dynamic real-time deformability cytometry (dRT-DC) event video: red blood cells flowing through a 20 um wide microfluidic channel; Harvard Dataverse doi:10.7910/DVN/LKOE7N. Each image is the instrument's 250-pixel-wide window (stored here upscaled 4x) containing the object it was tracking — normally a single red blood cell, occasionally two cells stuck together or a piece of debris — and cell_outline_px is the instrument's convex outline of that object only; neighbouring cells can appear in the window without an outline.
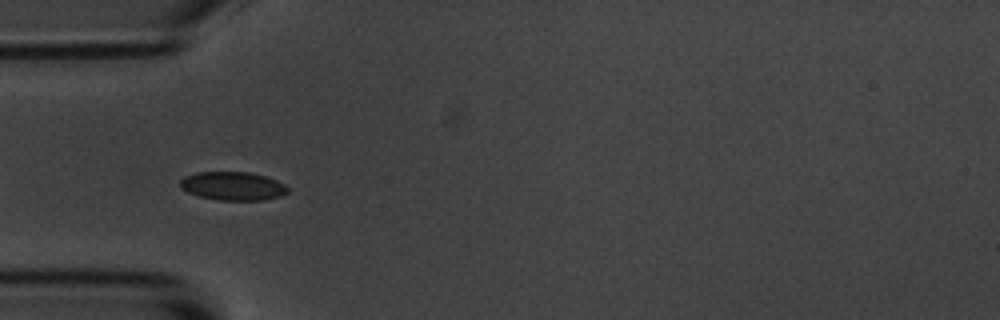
{"species": "common noctule bat (a hibernating species)", "species_latin": "Nyctalus noctula", "temperature_condition": "room temperature", "stored_images_in_passage": 25, "camera_frame_rate_fps": 3000, "um_per_image_px": 0.085, "animal": {"sex": "male", "body_mass_g": 20.1, "forearm_length_mm": 53.5}, "frame": {"image": 1, "passage_image": 4, "time_ms": 1.0, "image_size_px": [1000, 320], "cell_outline_px": [[288, 192], [280, 196], [264, 200], [216, 200], [200, 196], [188, 192], [180, 188], [180, 180], [184, 176], [196, 172], [248, 172], [264, 176], [276, 180], [284, 184], [288, 188]], "centroid_in_image_um": [19.77, 15.81], "position_along_channel_um": 65.2, "area_um2": 17.86}}
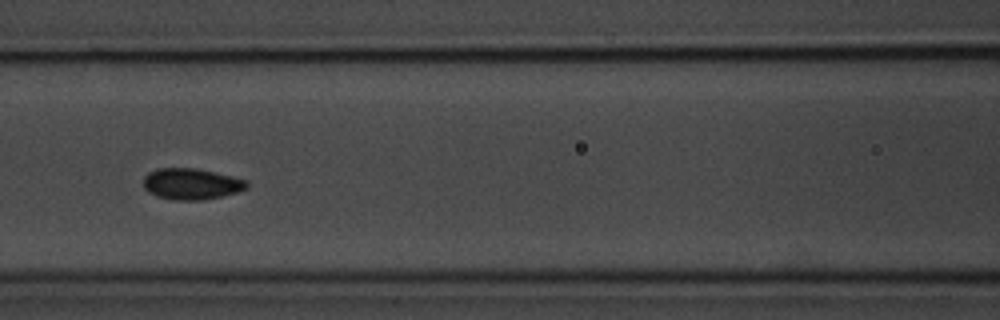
{"frame": {"image": 2, "passage_image": 11, "time_ms": 3.333, "image_size_px": [1000, 320], "cell_outline_px": [[248, 188], [236, 192], [204, 200], [176, 200], [156, 196], [148, 192], [144, 188], [144, 176], [148, 172], [156, 168], [196, 168], [232, 176], [248, 180]], "centroid_in_image_um": [16.25, 15.63], "position_along_channel_um": 150.3, "area_um2": 18.84}}